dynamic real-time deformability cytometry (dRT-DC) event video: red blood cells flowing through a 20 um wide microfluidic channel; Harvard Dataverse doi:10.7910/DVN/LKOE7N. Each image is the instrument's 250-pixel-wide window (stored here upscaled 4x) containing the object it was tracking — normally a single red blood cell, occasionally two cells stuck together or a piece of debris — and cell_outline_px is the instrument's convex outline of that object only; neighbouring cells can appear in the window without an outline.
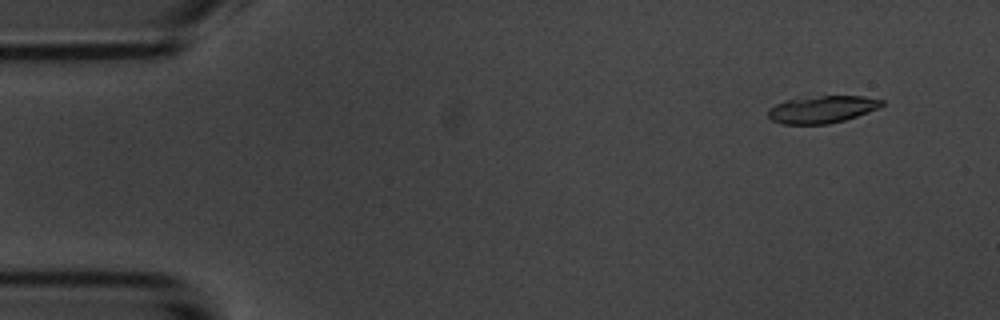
{"species": "common noctule bat (a hibernating species)", "species_latin": "Nyctalus noctula", "temperature_condition": "room temperature", "stored_images_in_passage": 5, "camera_frame_rate_fps": 3000, "um_per_image_px": 0.085, "animal": {"sex": "male", "body_mass_g": 20.1, "forearm_length_mm": 53.5}, "frame": {"image": 1, "passage_image": 2, "time_ms": 1.0, "image_size_px": [1000, 320], "cell_outline_px": [[884, 104], [876, 108], [856, 116], [844, 120], [828, 124], [780, 124], [772, 120], [768, 116], [768, 108], [784, 100], [824, 96], [864, 96], [884, 100]], "centroid_in_image_um": [69.84, 9.3], "position_along_channel_um": 15.2, "area_um2": 17.86}}
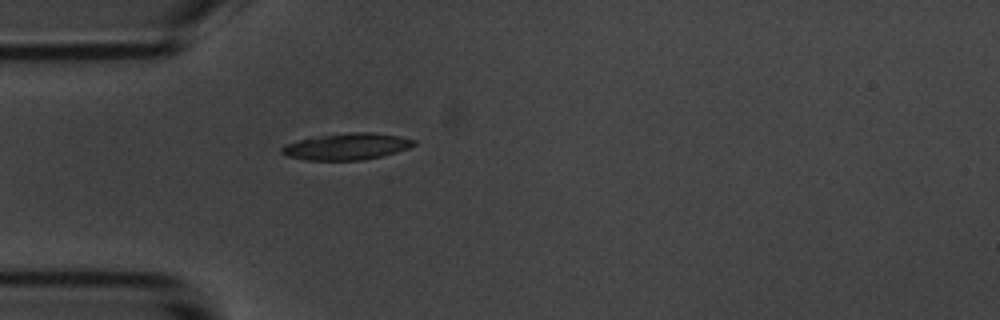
{"frame": {"image": 2, "passage_image": 5, "time_ms": 4.667, "image_size_px": [1000, 320], "cell_outline_px": [[416, 144], [408, 148], [396, 152], [364, 160], [304, 160], [288, 156], [280, 152], [280, 148], [284, 144], [300, 140], [320, 136], [348, 132], [372, 132], [400, 136], [416, 140]], "centroid_in_image_um": [29.48, 12.45], "position_along_channel_um": 55.5, "area_um2": 20.4}}